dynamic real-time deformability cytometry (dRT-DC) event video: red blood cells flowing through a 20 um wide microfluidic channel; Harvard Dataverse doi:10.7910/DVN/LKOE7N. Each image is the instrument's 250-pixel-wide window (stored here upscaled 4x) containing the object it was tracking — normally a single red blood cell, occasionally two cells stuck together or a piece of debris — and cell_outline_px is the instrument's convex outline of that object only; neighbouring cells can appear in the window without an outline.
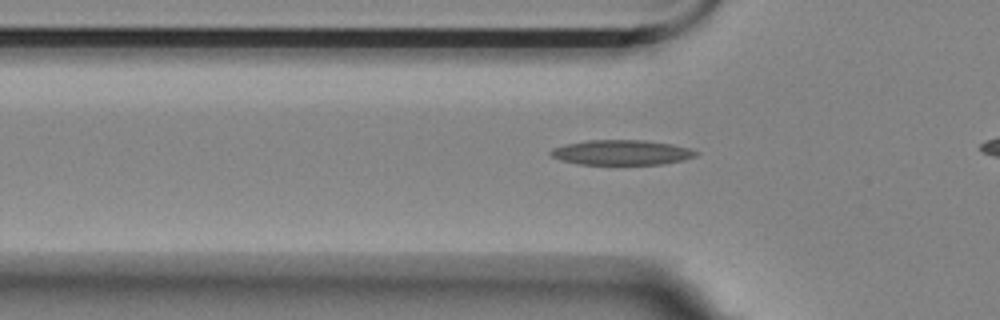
{"species": "Egyptian fruit bat (a non-hibernating species)", "species_latin": "Rousettus aegyptiacus", "temperature_condition": "room temperature", "stored_images_in_passage": 43, "camera_frame_rate_fps": 3000, "um_per_image_px": 0.085, "animal": {"sex": "female"}, "frame": {"image": 1, "passage_image": 12, "time_ms": 3.667, "image_size_px": [1000, 320], "cell_outline_px": [[700, 152], [696, 156], [684, 160], [664, 164], [580, 164], [560, 160], [552, 156], [548, 152], [552, 148], [568, 144], [588, 140], [644, 140], [672, 144], [688, 148]], "centroid_in_image_um": [52.86, 12.96], "position_along_channel_um": 72.9, "area_um2": 21.1}}
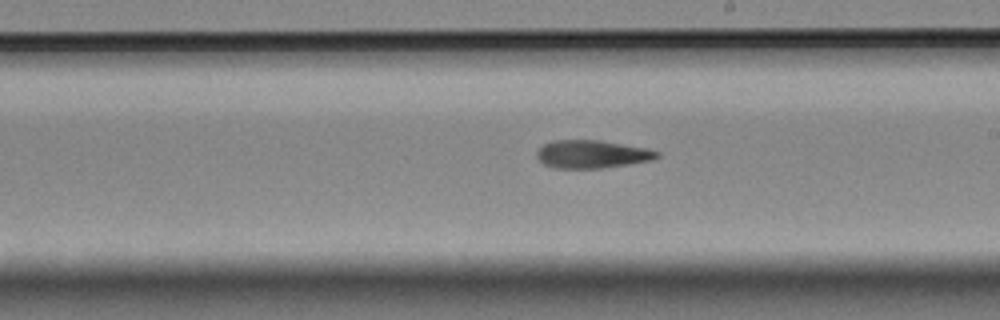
{"frame": {"image": 2, "passage_image": 26, "time_ms": 8.333, "image_size_px": [1000, 320], "cell_outline_px": [[660, 156], [648, 160], [628, 164], [600, 168], [552, 168], [544, 164], [536, 156], [536, 152], [544, 144], [552, 140], [600, 140], [644, 148], [660, 152]], "centroid_in_image_um": [50.26, 13.1], "position_along_channel_um": 238.7, "area_um2": 19.36}}
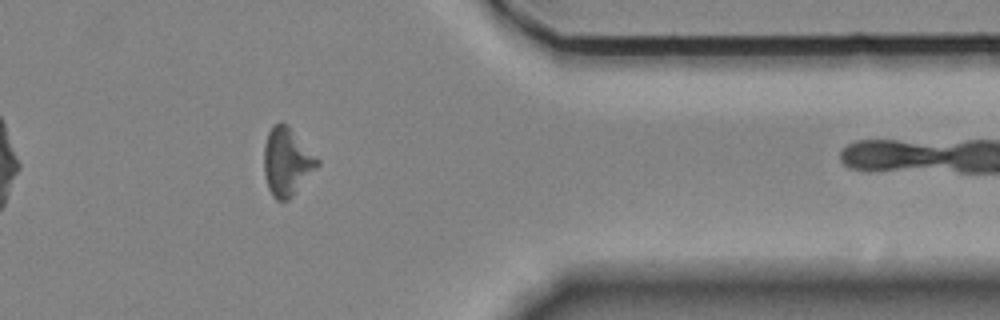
{"frame": {"image": 3, "passage_image": 40, "time_ms": 13.0, "image_size_px": [1000, 320], "cell_outline_px": [[320, 164], [292, 196], [288, 200], [276, 200], [272, 196], [268, 188], [264, 172], [264, 144], [268, 132], [272, 124], [280, 120], [288, 124], [320, 160]], "centroid_in_image_um": [24.37, 13.7], "position_along_channel_um": 387.0, "area_um2": 21.33}, "authors_computed_cell_mechanics": {"area_um2": 20.23, "velocity_mm_per_s": 3.5282, "shape_relaxation_time_tau1_ms": null, "shape_relaxation_time_tau2_ms": 6.9385, "deformation_change_tau1": null, "deformation_change_tau2": 0.1757}}